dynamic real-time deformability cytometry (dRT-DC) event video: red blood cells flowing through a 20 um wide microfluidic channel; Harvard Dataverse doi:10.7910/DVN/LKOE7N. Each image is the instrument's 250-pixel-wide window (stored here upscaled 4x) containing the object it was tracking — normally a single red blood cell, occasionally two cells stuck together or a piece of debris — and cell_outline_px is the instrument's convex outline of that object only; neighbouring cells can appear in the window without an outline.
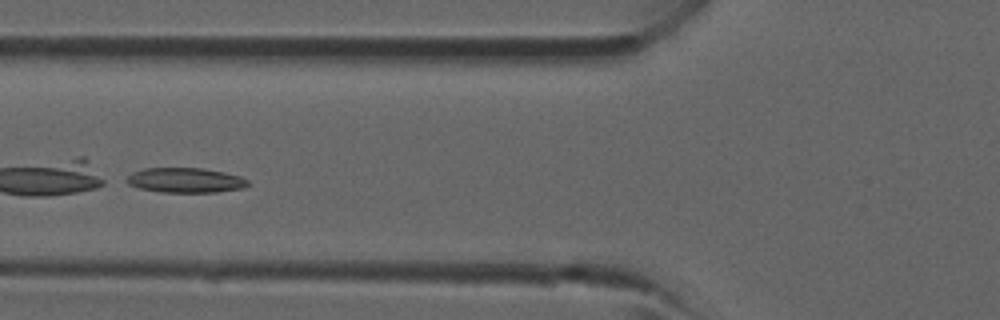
{"species": "common noctule bat (a hibernating species)", "species_latin": "Nyctalus noctula", "temperature_condition": "room temperature", "stored_images_in_passage": 4, "camera_frame_rate_fps": 3000, "um_per_image_px": 0.085, "animal": {"sex": "male", "forearm_length_mm": 52.5}, "frame": {"image": 1, "passage_image": 4, "time_ms": 4.333, "image_size_px": [1000, 320], "cell_outline_px": [[248, 184], [244, 188], [216, 192], [160, 192], [140, 188], [128, 184], [128, 176], [132, 172], [144, 168], [204, 168], [224, 172], [240, 176], [248, 180]], "centroid_in_image_um": [15.78, 15.31], "position_along_channel_um": 110.0, "area_um2": 17.51}}